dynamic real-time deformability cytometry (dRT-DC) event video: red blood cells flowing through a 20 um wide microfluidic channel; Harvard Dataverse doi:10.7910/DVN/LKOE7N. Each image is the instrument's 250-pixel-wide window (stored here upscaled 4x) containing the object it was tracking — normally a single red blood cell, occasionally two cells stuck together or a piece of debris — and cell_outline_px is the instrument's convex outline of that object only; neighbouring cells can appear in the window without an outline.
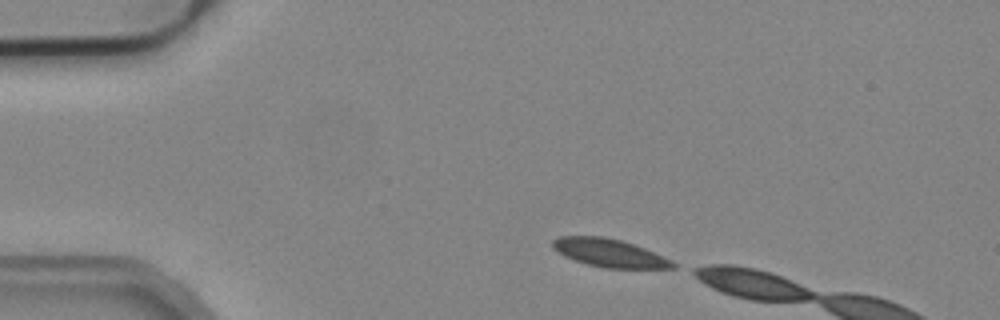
{"species": "common noctule bat (a hibernating species)", "species_latin": "Nyctalus noctula", "temperature_condition": "cold", "stored_images_in_passage": 5, "camera_frame_rate_fps": 3000, "um_per_image_px": 0.085, "animal": {"sex": "male", "body_mass_g": 19.2, "forearm_length_mm": 51.8}, "frame": {"image": 1, "passage_image": 1, "time_ms": 0.0, "image_size_px": [1000, 320], "cell_outline_px": [[676, 268], [604, 268], [588, 264], [576, 260], [560, 252], [552, 244], [552, 240], [560, 236], [604, 236], [620, 240], [644, 248], [672, 260], [676, 264]], "centroid_in_image_um": [51.85, 21.5], "position_along_channel_um": 33.2, "area_um2": 19.25}}